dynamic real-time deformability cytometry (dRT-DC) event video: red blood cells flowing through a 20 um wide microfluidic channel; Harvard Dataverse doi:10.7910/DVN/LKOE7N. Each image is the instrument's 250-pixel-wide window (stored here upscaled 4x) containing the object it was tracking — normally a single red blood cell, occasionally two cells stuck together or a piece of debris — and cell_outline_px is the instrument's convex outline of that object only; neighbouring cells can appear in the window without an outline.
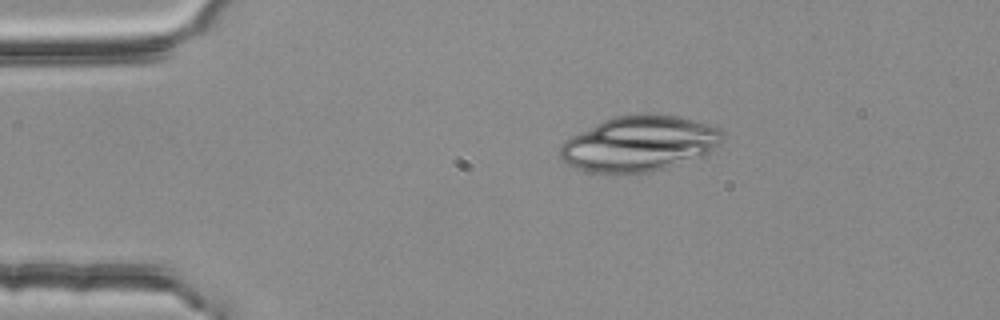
{"species": "common noctule bat (a hibernating species)", "species_latin": "Nyctalus noctula", "temperature_condition": "room temperature", "stored_images_in_passage": 2, "camera_frame_rate_fps": 3000, "um_per_image_px": 0.085, "animal": {"sex": "female", "body_mass_g": 25.1}, "frame": {"image": 1, "passage_image": 2, "time_ms": 0.333, "image_size_px": [1000, 320], "cell_outline_px": [[724, 136], [708, 152], [700, 156], [652, 172], [592, 172], [576, 168], [560, 160], [560, 144], [564, 140], [604, 120], [616, 116], [644, 112], [648, 112], [676, 116], [708, 124], [720, 128], [724, 132]], "centroid_in_image_um": [54.3, 12.18], "position_along_channel_um": 30.7, "area_um2": 51.9}}